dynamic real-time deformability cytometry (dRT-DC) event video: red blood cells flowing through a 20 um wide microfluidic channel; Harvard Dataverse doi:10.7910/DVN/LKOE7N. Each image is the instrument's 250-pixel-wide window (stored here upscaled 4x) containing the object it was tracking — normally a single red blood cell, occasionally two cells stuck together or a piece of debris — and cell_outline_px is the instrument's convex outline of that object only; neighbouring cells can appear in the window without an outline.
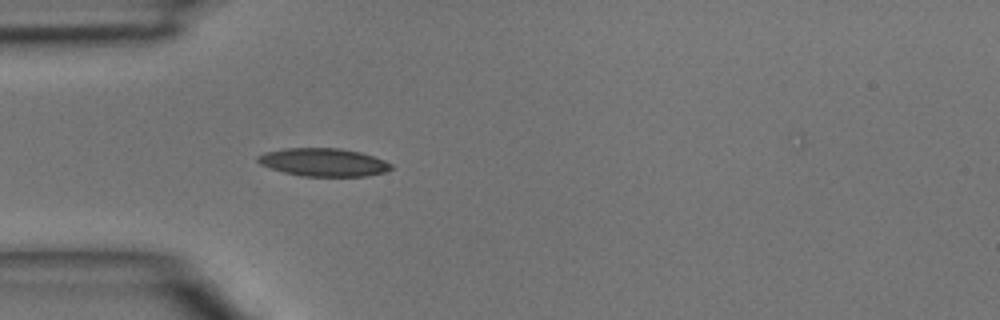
{"species": "common noctule bat (a hibernating species)", "species_latin": "Nyctalus noctula", "temperature_condition": "room temperature", "stored_images_in_passage": 45, "camera_frame_rate_fps": 3000, "um_per_image_px": 0.085, "animal": {"sex": "male", "body_mass_g": 15.6}, "frame": {"image": 1, "passage_image": 13, "time_ms": 4.0, "image_size_px": [1000, 320], "cell_outline_px": [[392, 168], [384, 172], [364, 176], [300, 176], [284, 172], [260, 164], [256, 160], [256, 156], [264, 152], [288, 148], [340, 148], [360, 152], [384, 160], [392, 164]], "centroid_in_image_um": [27.47, 13.79], "position_along_channel_um": 57.5, "area_um2": 21.68}}
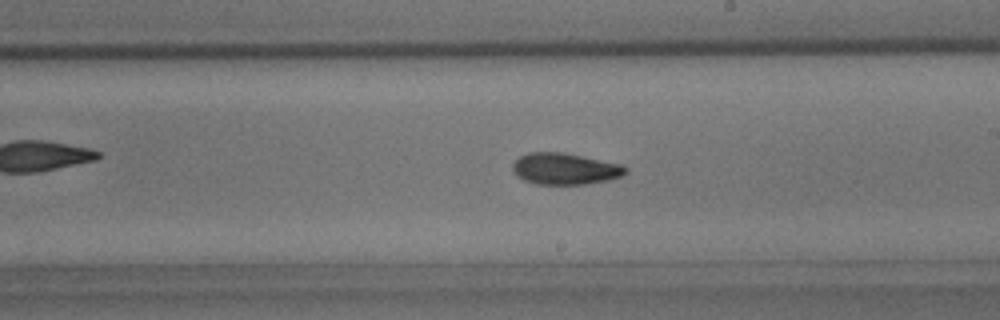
{"frame": {"image": 2, "passage_image": 26, "time_ms": 8.333, "image_size_px": [1000, 320], "cell_outline_px": [[628, 172], [620, 176], [608, 180], [584, 184], [536, 184], [524, 180], [516, 176], [512, 168], [512, 164], [520, 156], [528, 152], [560, 152], [620, 164], [628, 168]], "centroid_in_image_um": [47.99, 14.35], "position_along_channel_um": 241.0, "area_um2": 20.52}}